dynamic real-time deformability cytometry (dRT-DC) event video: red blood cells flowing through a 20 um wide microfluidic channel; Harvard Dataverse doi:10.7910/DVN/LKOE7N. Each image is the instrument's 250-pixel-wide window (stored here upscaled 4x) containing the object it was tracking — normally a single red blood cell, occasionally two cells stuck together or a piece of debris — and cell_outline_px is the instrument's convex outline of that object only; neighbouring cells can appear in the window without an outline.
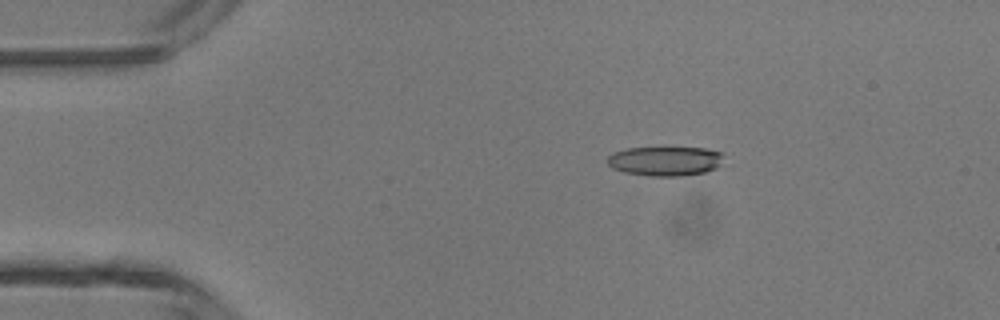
{"species": "common noctule bat (a hibernating species)", "species_latin": "Nyctalus noctula", "temperature_condition": "room temperature", "stored_images_in_passage": 46, "camera_frame_rate_fps": 3000, "um_per_image_px": 0.085, "animal": {"sex": "male", "body_mass_g": 13.3}, "frame": {"image": 1, "passage_image": 7, "time_ms": 2.0, "image_size_px": [1000, 320], "cell_outline_px": [[724, 152], [720, 164], [716, 168], [704, 172], [680, 176], [652, 176], [624, 172], [612, 168], [604, 160], [612, 152], [628, 148], [704, 148]], "centroid_in_image_um": [56.51, 13.68], "position_along_channel_um": 28.5, "area_um2": 20.0}}
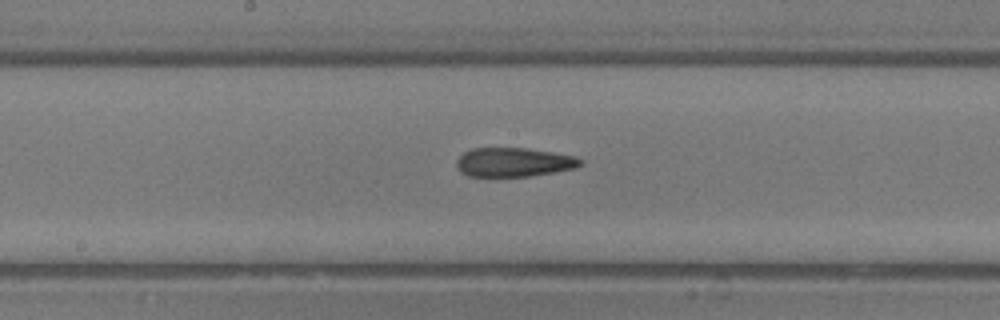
{"frame": {"image": 2, "passage_image": 23, "time_ms": 7.333, "image_size_px": [1000, 320], "cell_outline_px": [[584, 164], [576, 168], [528, 176], [468, 176], [460, 172], [456, 164], [456, 160], [464, 152], [472, 148], [528, 148], [576, 156], [584, 160]], "centroid_in_image_um": [43.69, 13.78], "position_along_channel_um": 204.5, "area_um2": 21.04}}
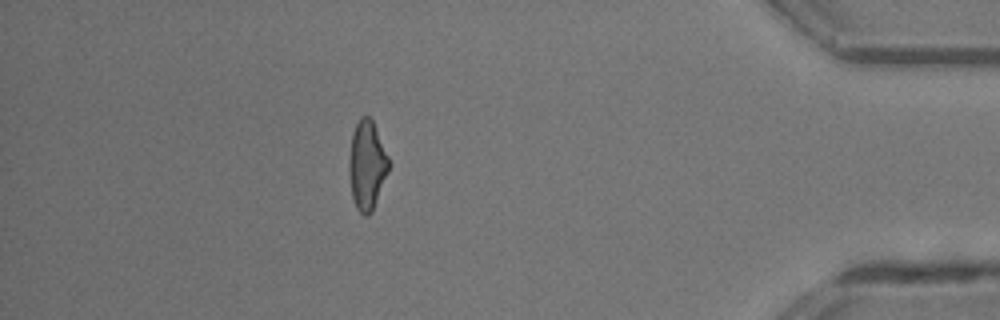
{"frame": {"image": 3, "passage_image": 40, "time_ms": 13.0, "image_size_px": [1000, 320], "cell_outline_px": [[392, 164], [372, 212], [368, 216], [364, 216], [356, 208], [352, 196], [348, 168], [348, 164], [352, 132], [360, 116], [368, 116], [372, 120]], "centroid_in_image_um": [31.2, 14.06], "position_along_channel_um": 404.0, "area_um2": 20.87}, "authors_computed_cell_mechanics": {"area_um2": 21.2704, "velocity_mm_per_s": 4.3797, "shape_relaxation_time_tau1_ms": 8.0273, "shape_relaxation_time_tau2_ms": 3.3323, "deformation_change_tau1": 0.2688, "deformation_change_tau2": 0.1497}}